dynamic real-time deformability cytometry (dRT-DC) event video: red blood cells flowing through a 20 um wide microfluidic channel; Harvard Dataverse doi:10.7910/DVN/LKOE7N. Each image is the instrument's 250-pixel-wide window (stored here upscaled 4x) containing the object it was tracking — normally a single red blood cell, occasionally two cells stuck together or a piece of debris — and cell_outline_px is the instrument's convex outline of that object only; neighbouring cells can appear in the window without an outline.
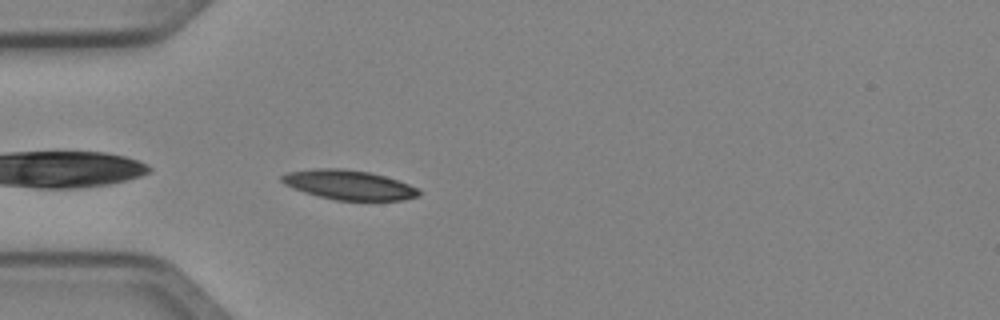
{"species": "Egyptian fruit bat (a non-hibernating species)", "species_latin": "Rousettus aegyptiacus", "temperature_condition": "cold", "stored_images_in_passage": 37, "camera_frame_rate_fps": 3000, "um_per_image_px": 0.085, "animal": {"sex": "female"}, "frame": {"image": 1, "passage_image": 2, "time_ms": 0.333, "image_size_px": [1000, 320], "cell_outline_px": [[420, 196], [404, 200], [336, 200], [304, 192], [284, 184], [280, 180], [280, 176], [288, 172], [316, 168], [344, 168], [368, 172], [384, 176], [408, 184], [416, 188], [420, 192]], "centroid_in_image_um": [29.63, 15.71], "position_along_channel_um": 55.4, "area_um2": 23.41}}
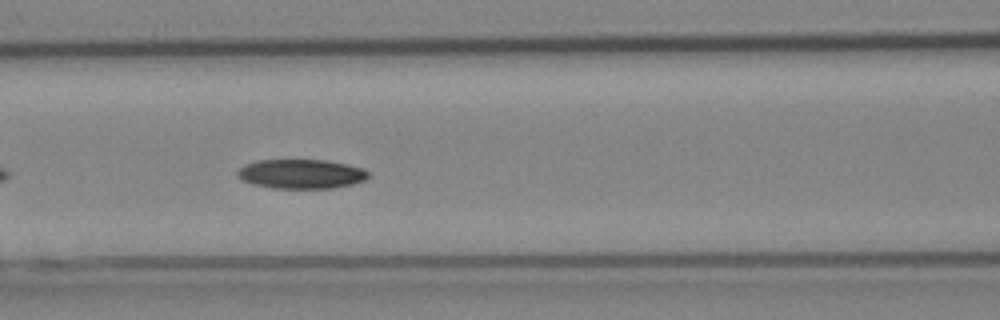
{"frame": {"image": 2, "passage_image": 9, "time_ms": 2.667, "image_size_px": [1000, 320], "cell_outline_px": [[368, 176], [364, 180], [352, 184], [332, 188], [272, 188], [252, 184], [236, 176], [236, 172], [244, 164], [256, 160], [324, 160], [348, 164], [364, 168], [368, 172]], "centroid_in_image_um": [25.58, 14.78], "position_along_channel_um": 141.0, "area_um2": 22.43}}
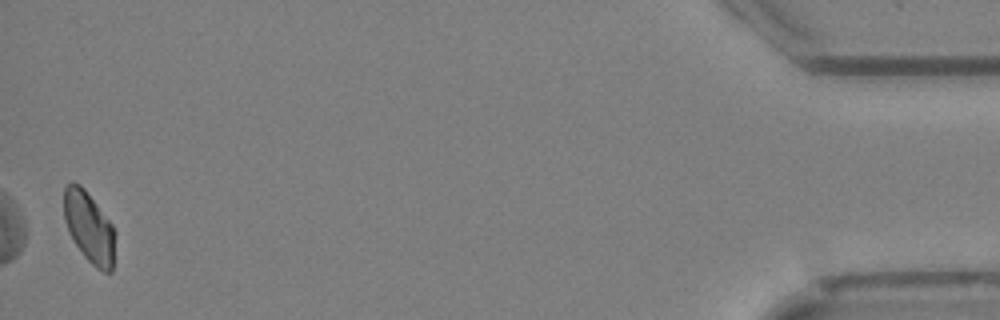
{"frame": {"image": 3, "passage_image": 37, "time_ms": 12.0, "image_size_px": [1000, 320], "cell_outline_px": [[116, 232], [112, 272], [104, 272], [96, 268], [84, 256], [72, 240], [64, 220], [64, 188], [72, 180], [80, 184], [84, 188], [112, 224]], "centroid_in_image_um": [7.58, 19.32], "position_along_channel_um": 427.6, "area_um2": 21.33}, "authors_computed_cell_mechanics": {"area_um2": 22.253, "velocity_mm_per_s": 4.0138, "shape_relaxation_time_tau1_ms": 3.5153, "shape_relaxation_time_tau2_ms": null, "deformation_change_tau1": 0.0962, "deformation_change_tau2": null}}